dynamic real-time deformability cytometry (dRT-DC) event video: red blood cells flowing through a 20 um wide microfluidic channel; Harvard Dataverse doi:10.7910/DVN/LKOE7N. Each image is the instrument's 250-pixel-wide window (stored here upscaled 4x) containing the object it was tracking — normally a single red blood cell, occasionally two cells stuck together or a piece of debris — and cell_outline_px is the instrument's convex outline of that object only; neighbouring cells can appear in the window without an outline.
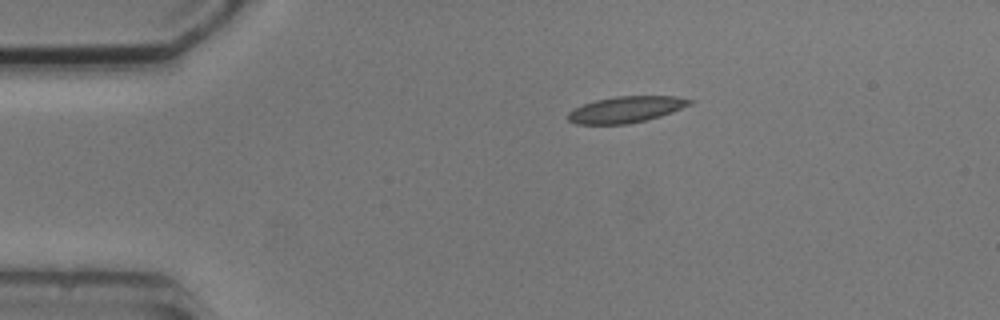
{"species": "common noctule bat (a hibernating species)", "species_latin": "Nyctalus noctula", "temperature_condition": "cold", "stored_images_in_passage": 7, "camera_frame_rate_fps": 3000, "um_per_image_px": 0.085, "animal": {"sex": "male", "body_mass_g": 20.5, "forearm_length_mm": 52.5}, "frame": {"image": 1, "passage_image": 1, "time_ms": 0.0, "image_size_px": [1000, 320], "cell_outline_px": [[696, 100], [692, 104], [672, 112], [660, 116], [628, 124], [576, 124], [568, 120], [568, 112], [584, 104], [596, 100], [616, 96], [676, 96]], "centroid_in_image_um": [53.25, 9.3], "position_along_channel_um": 31.8, "area_um2": 18.55}}
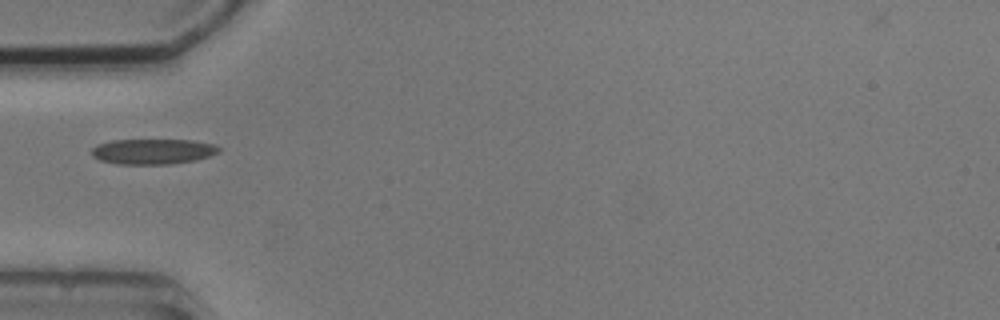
{"frame": {"image": 2, "passage_image": 2, "time_ms": 2.333, "image_size_px": [1000, 320], "cell_outline_px": [[220, 152], [196, 160], [168, 164], [116, 164], [100, 160], [92, 156], [92, 148], [96, 144], [112, 140], [192, 140], [216, 144], [220, 148]], "centroid_in_image_um": [12.99, 12.87], "position_along_channel_um": 72.0, "area_um2": 18.9}}